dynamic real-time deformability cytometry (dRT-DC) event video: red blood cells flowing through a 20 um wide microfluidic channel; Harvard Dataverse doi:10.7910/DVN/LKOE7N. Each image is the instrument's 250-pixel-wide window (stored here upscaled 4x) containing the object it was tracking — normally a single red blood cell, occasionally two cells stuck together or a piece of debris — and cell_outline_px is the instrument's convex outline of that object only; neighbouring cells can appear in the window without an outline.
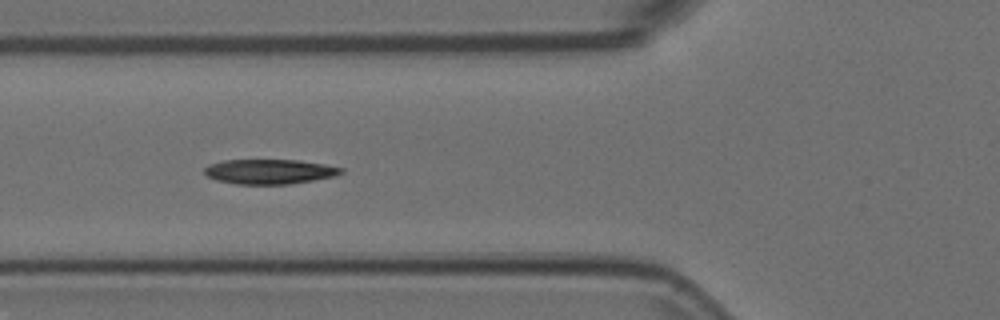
{"species": "Egyptian fruit bat (a non-hibernating species)", "species_latin": "Rousettus aegyptiacus", "temperature_condition": "room temperature", "stored_images_in_passage": 42, "camera_frame_rate_fps": 3000, "um_per_image_px": 0.085, "animal": {"sex": "female"}, "frame": {"image": 1, "passage_image": 6, "time_ms": 1.667, "image_size_px": [1000, 320], "cell_outline_px": [[344, 172], [336, 176], [288, 184], [236, 184], [216, 180], [208, 176], [204, 172], [204, 168], [208, 164], [224, 160], [296, 160], [324, 164], [344, 168]], "centroid_in_image_um": [22.9, 14.58], "position_along_channel_um": 102.9, "area_um2": 19.71}}
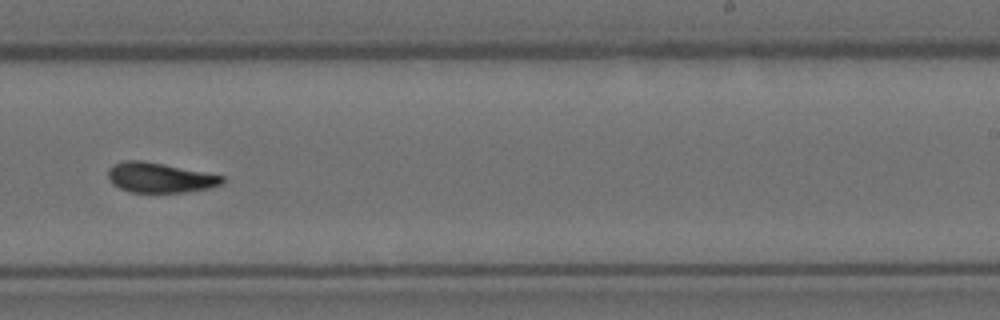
{"frame": {"image": 2, "passage_image": 20, "time_ms": 6.333, "image_size_px": [1000, 320], "cell_outline_px": [[224, 184], [212, 188], [184, 192], [128, 192], [112, 184], [108, 180], [108, 168], [112, 164], [124, 160], [140, 160], [164, 164], [224, 176]], "centroid_in_image_um": [13.56, 15.1], "position_along_channel_um": 275.4, "area_um2": 20.11}}
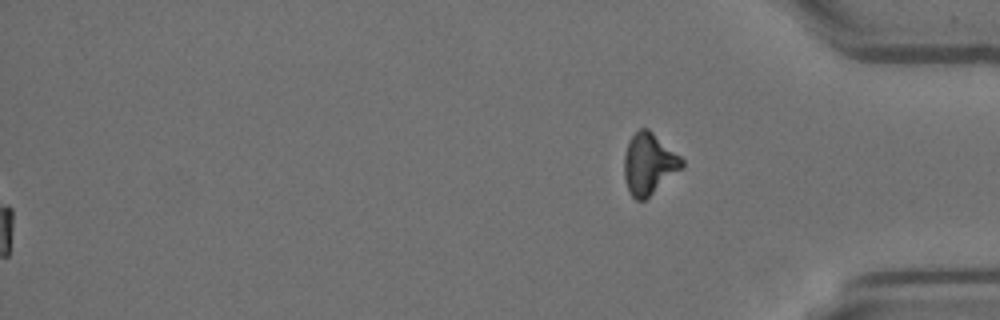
{"frame": {"image": 3, "passage_image": 42, "time_ms": 13.667, "image_size_px": [1000, 320], "cell_outline_px": [[684, 168], [644, 200], [636, 200], [628, 192], [624, 180], [624, 156], [628, 140], [640, 128], [648, 128], [680, 156], [684, 160]], "centroid_in_image_um": [55.15, 13.94], "position_along_channel_um": 380.0, "area_um2": 20.75}, "authors_computed_cell_mechanics": {"area_um2": 19.8832, "velocity_mm_per_s": 3.6941, "shape_relaxation_time_tau1_ms": 6.2132, "shape_relaxation_time_tau2_ms": 6.4391, "deformation_change_tau1": 0.1914, "deformation_change_tau2": 0.1286}}